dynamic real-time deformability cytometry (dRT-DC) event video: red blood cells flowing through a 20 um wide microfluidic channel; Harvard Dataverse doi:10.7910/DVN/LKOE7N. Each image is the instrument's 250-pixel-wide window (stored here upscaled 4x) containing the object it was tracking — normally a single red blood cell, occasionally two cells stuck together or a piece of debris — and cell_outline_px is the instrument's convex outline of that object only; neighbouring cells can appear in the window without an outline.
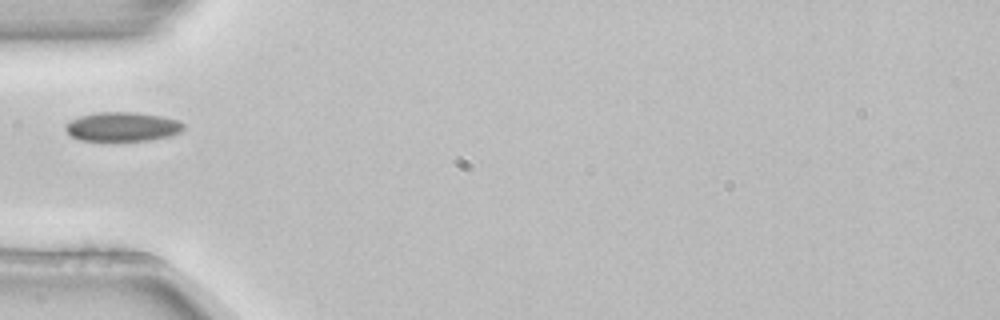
{"species": "common noctule bat (a hibernating species)", "species_latin": "Nyctalus noctula", "temperature_condition": "room temperature", "stored_images_in_passage": 1, "camera_frame_rate_fps": 3000, "um_per_image_px": 0.085, "animal": {"sex": "female", "body_mass_g": 22.7, "forearm_length_mm": 54.2}, "frame": {"image": 1, "passage_image": 1, "time_ms": 0.0, "image_size_px": [1000, 320], "cell_outline_px": [[184, 128], [180, 132], [168, 136], [148, 140], [80, 140], [72, 136], [64, 128], [64, 124], [80, 116], [100, 112], [136, 112], [160, 116], [176, 120], [184, 124]], "centroid_in_image_um": [10.39, 10.76], "position_along_channel_um": 74.6, "area_um2": 19.77}}